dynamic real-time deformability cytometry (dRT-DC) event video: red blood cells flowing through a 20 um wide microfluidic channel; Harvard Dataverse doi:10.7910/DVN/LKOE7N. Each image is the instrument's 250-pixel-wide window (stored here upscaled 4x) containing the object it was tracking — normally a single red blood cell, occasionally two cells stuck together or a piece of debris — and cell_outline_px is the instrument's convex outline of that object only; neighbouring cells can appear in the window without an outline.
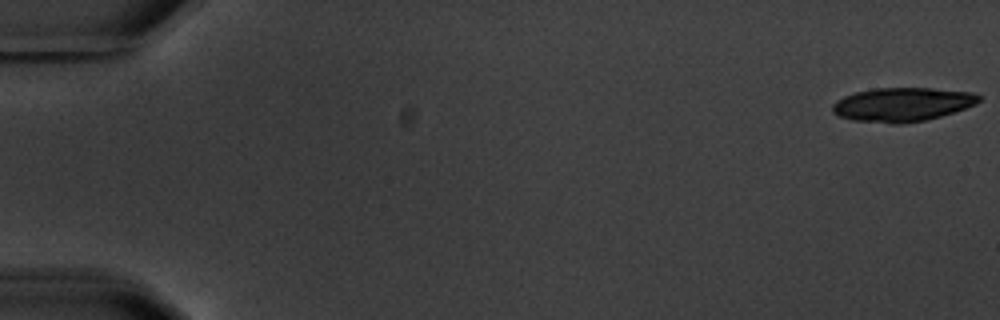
{"species": "common noctule bat (a hibernating species)", "species_latin": "Nyctalus noctula", "temperature_condition": "warm", "stored_images_in_passage": 5, "camera_frame_rate_fps": 3000, "um_per_image_px": 0.085, "animal": {"sex": "male", "body_mass_g": 20.1, "forearm_length_mm": 53.5}, "frame": {"image": 1, "passage_image": 1, "time_ms": 0.0, "image_size_px": [1000, 320], "cell_outline_px": [[980, 100], [976, 104], [940, 116], [924, 120], [904, 124], [892, 124], [852, 120], [840, 116], [832, 112], [832, 104], [836, 100], [844, 96], [856, 92], [876, 88], [932, 88], [972, 92], [980, 96]], "centroid_in_image_um": [76.67, 8.88], "position_along_channel_um": 8.3, "area_um2": 28.84}}